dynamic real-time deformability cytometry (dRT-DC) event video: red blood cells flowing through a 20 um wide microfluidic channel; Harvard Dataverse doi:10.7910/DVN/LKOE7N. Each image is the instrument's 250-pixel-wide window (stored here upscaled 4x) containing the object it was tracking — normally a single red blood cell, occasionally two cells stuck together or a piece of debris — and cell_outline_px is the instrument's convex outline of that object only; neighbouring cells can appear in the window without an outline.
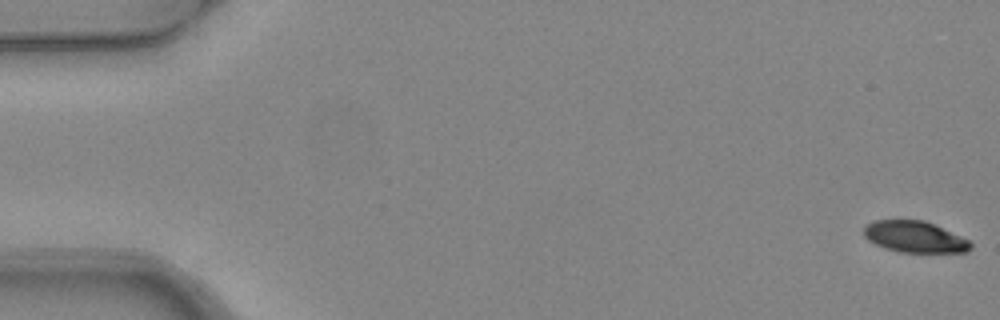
{"species": "common noctule bat (a hibernating species)", "species_latin": "Nyctalus noctula", "temperature_condition": "warm", "stored_images_in_passage": 6, "camera_frame_rate_fps": 3000, "um_per_image_px": 0.085, "animal": {"sex": "female", "body_mass_g": 24.6, "forearm_length_mm": 56.2}, "frame": {"image": 1, "passage_image": 1, "time_ms": 0.0, "image_size_px": [1000, 320], "cell_outline_px": [[972, 248], [968, 252], [900, 252], [884, 248], [868, 240], [864, 236], [864, 224], [872, 220], [924, 220], [968, 240], [972, 244]], "centroid_in_image_um": [77.7, 20.13], "position_along_channel_um": 7.3, "area_um2": 19.42}}
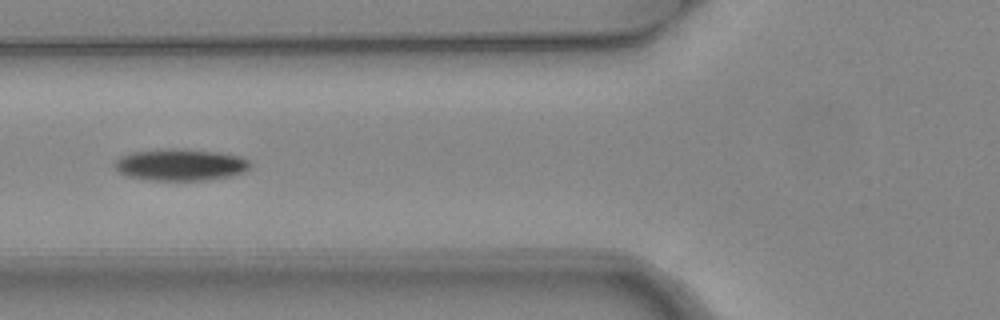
{"frame": {"image": 2, "passage_image": 6, "time_ms": 1.667, "image_size_px": [1000, 320], "cell_outline_px": [[248, 168], [244, 172], [232, 176], [204, 180], [148, 180], [128, 176], [120, 172], [112, 164], [120, 156], [132, 152], [172, 148], [184, 148], [216, 152], [240, 156], [248, 160]], "centroid_in_image_um": [15.31, 14.0], "position_along_channel_um": 110.5, "area_um2": 25.03}}